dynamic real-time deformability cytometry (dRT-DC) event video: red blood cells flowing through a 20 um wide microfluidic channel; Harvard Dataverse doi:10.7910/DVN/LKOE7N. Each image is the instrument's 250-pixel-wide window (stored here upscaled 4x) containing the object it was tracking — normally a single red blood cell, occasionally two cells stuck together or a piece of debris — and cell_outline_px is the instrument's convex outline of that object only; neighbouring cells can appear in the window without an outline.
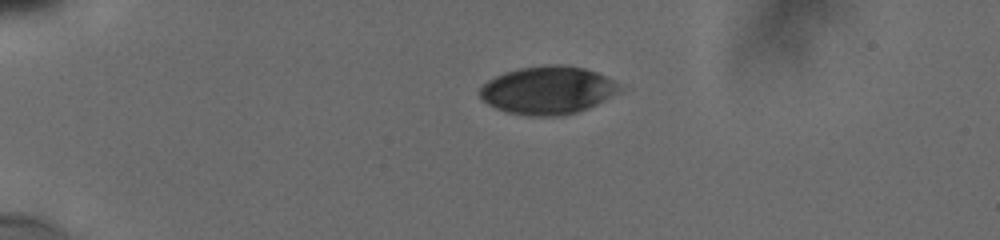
{"species": "human", "species_latin": "Homo sapiens", "temperature_condition": "cold", "stored_images_in_passage": 10, "camera_frame_rate_fps": 3000, "um_per_image_px": 0.085, "donor": {"sex": "male"}, "frame": {"image": 1, "passage_image": 1, "time_ms": 0.0, "image_size_px": [1000, 240], "cell_outline_px": [[620, 88], [616, 92], [596, 104], [588, 108], [576, 112], [560, 116], [528, 116], [508, 112], [496, 108], [488, 104], [480, 96], [480, 88], [488, 80], [496, 76], [520, 68], [556, 64], [584, 68], [596, 72], [620, 84]], "centroid_in_image_um": [46.53, 7.68], "position_along_channel_um": 38.5, "area_um2": 38.38}}